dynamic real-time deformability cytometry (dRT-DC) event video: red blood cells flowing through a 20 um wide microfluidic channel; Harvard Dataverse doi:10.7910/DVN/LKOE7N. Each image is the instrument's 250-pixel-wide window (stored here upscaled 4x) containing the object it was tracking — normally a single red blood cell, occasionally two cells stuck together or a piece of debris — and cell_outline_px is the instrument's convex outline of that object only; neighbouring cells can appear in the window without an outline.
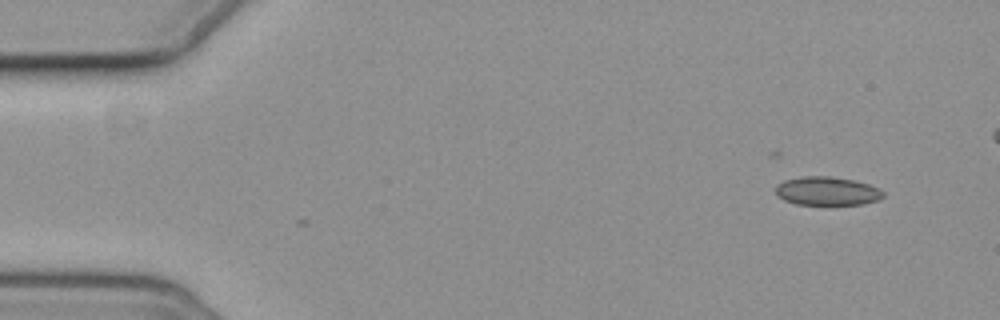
{"species": "common noctule bat (a hibernating species)", "species_latin": "Nyctalus noctula", "temperature_condition": "cold", "stored_images_in_passage": 6, "camera_frame_rate_fps": 3000, "um_per_image_px": 0.085, "animal": {"sex": "female", "body_mass_g": 19.3, "forearm_length_mm": 54.1}, "frame": {"image": 1, "passage_image": 1, "time_ms": 0.0, "image_size_px": [1000, 320], "cell_outline_px": [[884, 196], [880, 200], [860, 204], [796, 204], [784, 200], [776, 196], [776, 184], [784, 180], [800, 176], [832, 176], [856, 180], [880, 188], [884, 192]], "centroid_in_image_um": [70.3, 16.22], "position_along_channel_um": 14.7, "area_um2": 18.15}}
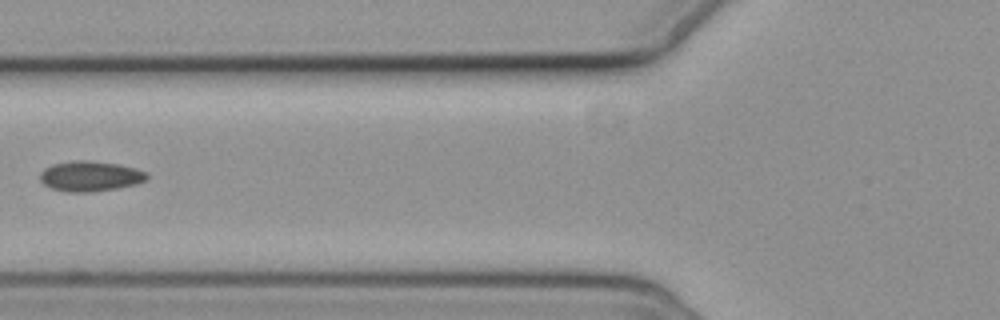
{"frame": {"image": 2, "passage_image": 6, "time_ms": 6.0, "image_size_px": [1000, 320], "cell_outline_px": [[148, 180], [136, 184], [116, 188], [92, 192], [68, 192], [52, 188], [44, 184], [40, 180], [40, 172], [44, 168], [52, 164], [72, 160], [88, 160], [120, 164], [136, 168], [148, 172]], "centroid_in_image_um": [7.69, 14.96], "position_along_channel_um": 118.1, "area_um2": 19.07}}